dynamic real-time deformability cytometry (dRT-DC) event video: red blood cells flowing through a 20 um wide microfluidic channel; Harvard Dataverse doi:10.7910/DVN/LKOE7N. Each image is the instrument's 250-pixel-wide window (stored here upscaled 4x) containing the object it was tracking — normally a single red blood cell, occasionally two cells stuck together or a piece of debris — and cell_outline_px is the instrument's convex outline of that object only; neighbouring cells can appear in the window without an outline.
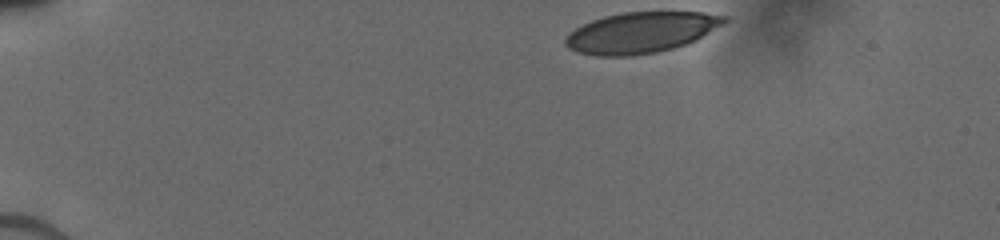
{"species": "human", "species_latin": "Homo sapiens", "temperature_condition": "cold", "stored_images_in_passage": 59, "camera_frame_rate_fps": 3000, "um_per_image_px": 0.085, "donor": {"sex": "male"}, "frame": {"image": 1, "passage_image": 1, "time_ms": 0.0, "image_size_px": [1000, 240], "cell_outline_px": [[728, 20], [696, 40], [688, 44], [656, 52], [628, 56], [596, 56], [576, 52], [568, 48], [564, 44], [564, 40], [568, 32], [580, 24], [604, 16], [620, 12], [704, 12], [728, 16]], "centroid_in_image_um": [54.43, 2.76], "position_along_channel_um": 30.6, "area_um2": 38.09}}
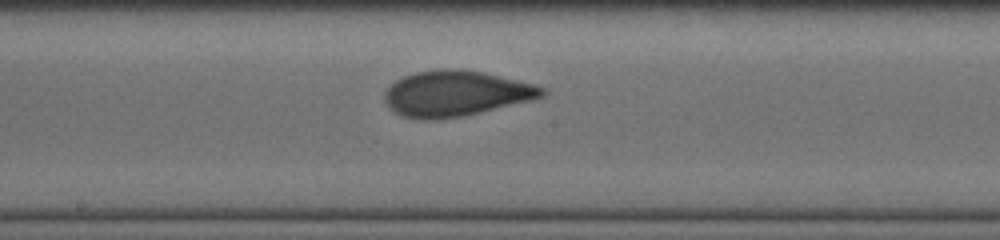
{"frame": {"image": 2, "passage_image": 29, "time_ms": 6.667, "image_size_px": [1000, 240], "cell_outline_px": [[548, 92], [544, 96], [532, 100], [460, 116], [436, 120], [420, 120], [404, 116], [396, 112], [384, 100], [384, 92], [396, 80], [404, 76], [416, 72], [436, 68], [464, 68], [484, 72], [532, 84], [544, 88]], "centroid_in_image_um": [38.73, 7.93], "position_along_channel_um": 209.5, "area_um2": 41.67}}
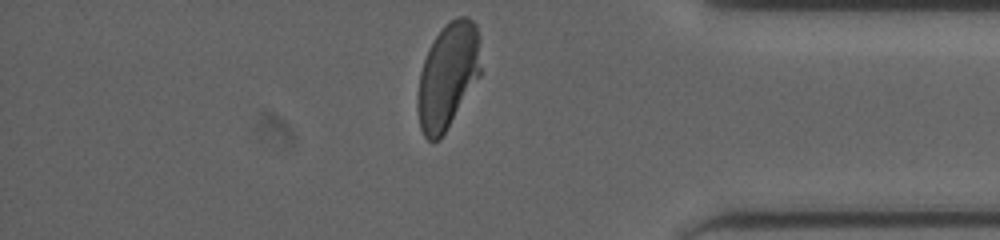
{"frame": {"image": 3, "passage_image": 58, "time_ms": 11.667, "image_size_px": [1000, 240], "cell_outline_px": [[480, 76], [444, 132], [436, 140], [428, 140], [424, 136], [420, 128], [416, 108], [416, 96], [420, 72], [428, 48], [436, 36], [456, 16], [468, 16], [476, 24], [480, 36]], "centroid_in_image_um": [38.06, 6.42], "position_along_channel_um": 397.1, "area_um2": 38.73}}